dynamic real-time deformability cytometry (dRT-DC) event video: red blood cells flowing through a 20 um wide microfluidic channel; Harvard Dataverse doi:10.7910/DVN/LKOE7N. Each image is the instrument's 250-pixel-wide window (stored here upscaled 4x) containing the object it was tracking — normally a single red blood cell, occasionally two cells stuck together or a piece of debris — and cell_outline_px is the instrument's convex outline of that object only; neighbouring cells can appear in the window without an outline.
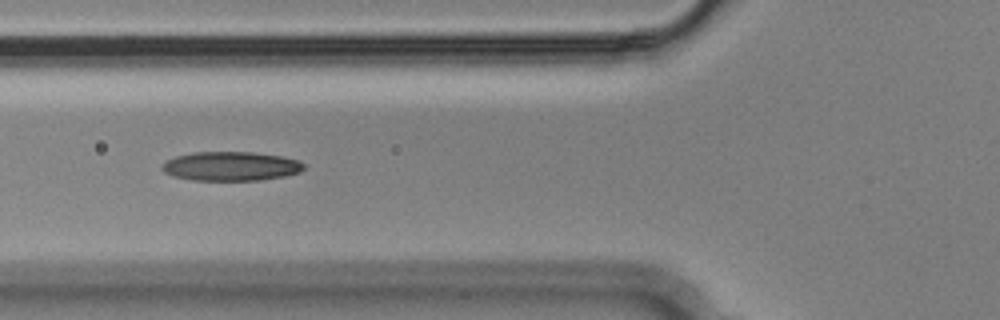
{"species": "Egyptian fruit bat (a non-hibernating species)", "species_latin": "Rousettus aegyptiacus", "temperature_condition": "cold", "stored_images_in_passage": 43, "camera_frame_rate_fps": 3000, "um_per_image_px": 0.085, "animal": {"sex": "male"}, "frame": {"image": 1, "passage_image": 7, "time_ms": 2.0, "image_size_px": [1000, 320], "cell_outline_px": [[304, 168], [300, 172], [284, 176], [260, 180], [192, 180], [172, 176], [164, 172], [160, 168], [168, 160], [176, 156], [192, 152], [252, 152], [280, 156], [296, 160], [304, 164]], "centroid_in_image_um": [19.6, 14.13], "position_along_channel_um": 106.2, "area_um2": 23.93}}
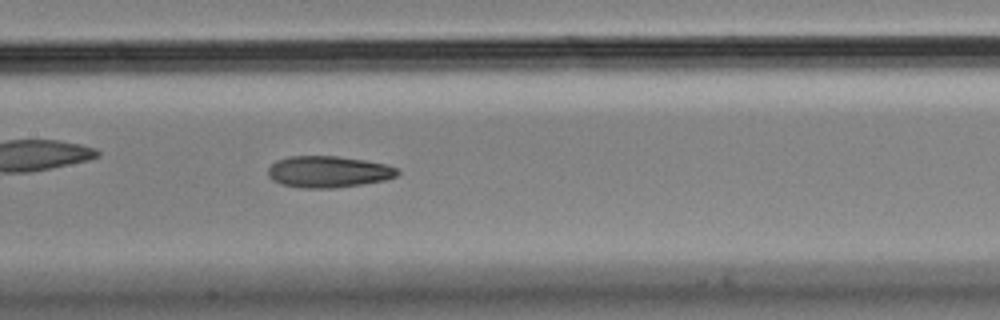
{"frame": {"image": 2, "passage_image": 13, "time_ms": 4.0, "image_size_px": [1000, 320], "cell_outline_px": [[400, 172], [396, 176], [384, 180], [360, 184], [332, 188], [300, 188], [280, 184], [272, 180], [268, 176], [268, 168], [276, 160], [288, 156], [336, 156], [364, 160], [384, 164], [400, 168]], "centroid_in_image_um": [27.88, 14.6], "position_along_channel_um": 179.5, "area_um2": 23.81}}